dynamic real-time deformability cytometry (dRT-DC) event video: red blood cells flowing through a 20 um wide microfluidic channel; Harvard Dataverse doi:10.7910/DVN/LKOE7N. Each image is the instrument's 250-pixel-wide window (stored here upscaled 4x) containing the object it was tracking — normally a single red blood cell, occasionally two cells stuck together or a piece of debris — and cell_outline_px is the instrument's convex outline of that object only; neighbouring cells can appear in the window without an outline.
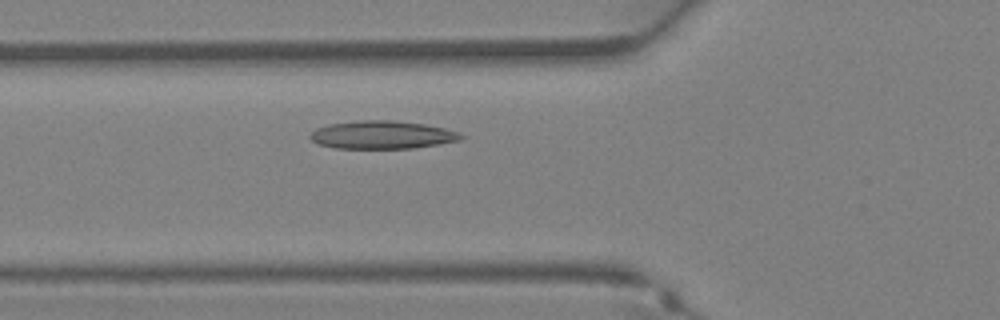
{"species": "Egyptian fruit bat (a non-hibernating species)", "species_latin": "Rousettus aegyptiacus", "temperature_condition": "warm", "stored_images_in_passage": 31, "camera_frame_rate_fps": 3000, "um_per_image_px": 0.085, "animal": {"sex": "female"}, "frame": {"image": 1, "passage_image": 8, "time_ms": 2.333, "image_size_px": [1000, 320], "cell_outline_px": [[464, 136], [460, 140], [440, 144], [412, 148], [336, 148], [320, 144], [312, 140], [308, 136], [316, 128], [328, 124], [356, 120], [392, 120], [424, 124], [444, 128], [460, 132]], "centroid_in_image_um": [32.49, 11.45], "position_along_channel_um": 93.3, "area_um2": 24.62}}
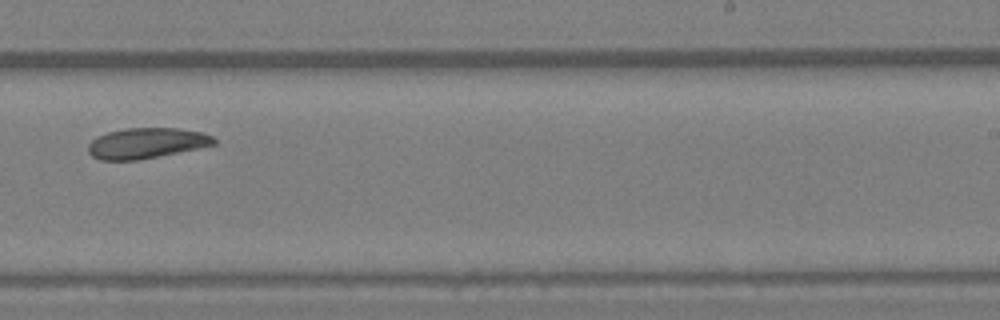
{"frame": {"image": 2, "passage_image": 18, "time_ms": 5.667, "image_size_px": [1000, 320], "cell_outline_px": [[216, 144], [200, 148], [136, 160], [100, 160], [92, 156], [88, 152], [88, 144], [96, 136], [108, 132], [128, 128], [176, 128], [204, 132], [212, 136], [216, 140]], "centroid_in_image_um": [12.45, 12.16], "position_along_channel_um": 276.5, "area_um2": 22.37}}
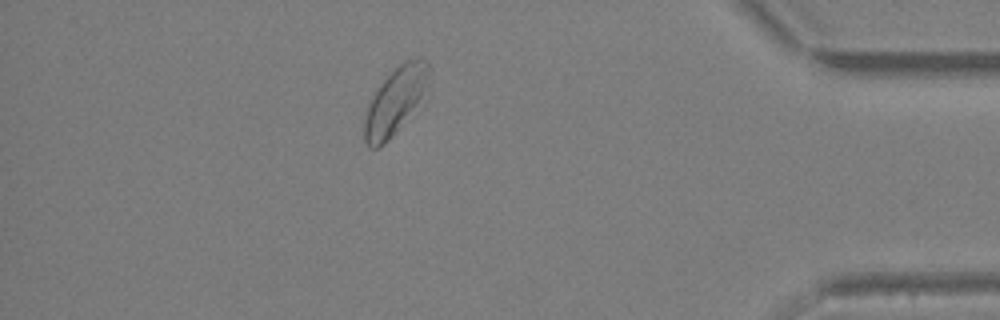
{"frame": {"image": 3, "passage_image": 27, "time_ms": 8.667, "image_size_px": [1000, 320], "cell_outline_px": [[432, 68], [420, 96], [388, 140], [376, 148], [368, 148], [364, 140], [364, 120], [368, 104], [376, 88], [404, 60], [420, 56]], "centroid_in_image_um": [33.52, 8.53], "position_along_channel_um": 401.7, "area_um2": 23.76}}